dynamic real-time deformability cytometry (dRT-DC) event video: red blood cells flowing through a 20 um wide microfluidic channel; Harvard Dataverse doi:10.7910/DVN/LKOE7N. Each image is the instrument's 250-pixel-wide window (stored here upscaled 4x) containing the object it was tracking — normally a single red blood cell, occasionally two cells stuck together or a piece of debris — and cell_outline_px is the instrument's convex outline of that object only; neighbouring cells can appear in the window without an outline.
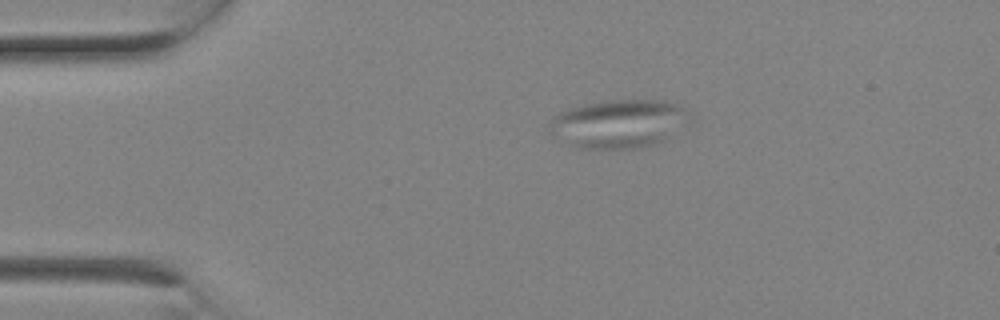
{"species": "Egyptian fruit bat (a non-hibernating species)", "species_latin": "Rousettus aegyptiacus", "temperature_condition": "room temperature", "stored_images_in_passage": 3, "camera_frame_rate_fps": 3000, "um_per_image_px": 0.085, "animal": {"sex": "female"}, "frame": {"image": 1, "passage_image": 2, "time_ms": 0.333, "image_size_px": [1000, 320], "cell_outline_px": [[692, 124], [656, 144], [636, 148], [576, 148], [552, 136], [548, 132], [548, 124], [552, 116], [568, 108], [584, 104], [608, 100], [664, 100], [676, 104], [684, 108], [692, 116]], "centroid_in_image_um": [52.61, 10.51], "position_along_channel_um": 32.4, "area_um2": 40.34}}
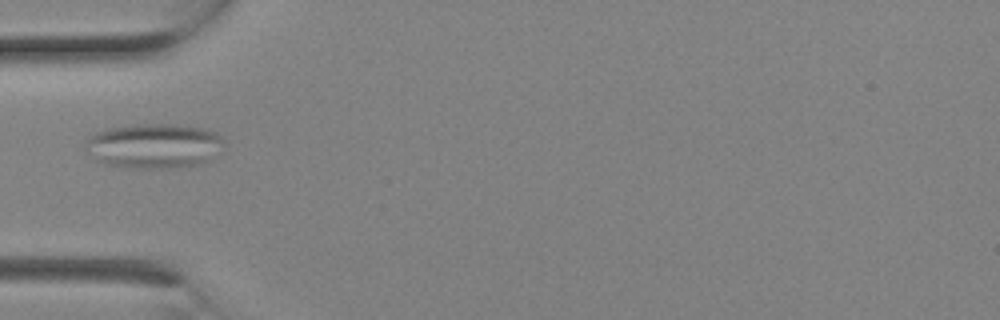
{"frame": {"image": 2, "passage_image": 3, "time_ms": 0.667, "image_size_px": [1000, 320], "cell_outline_px": [[224, 144], [208, 160], [196, 164], [168, 168], [132, 168], [104, 164], [96, 160], [84, 152], [84, 140], [88, 136], [96, 132], [108, 128], [136, 124], [172, 124], [204, 128], [216, 132], [224, 140]], "centroid_in_image_um": [12.99, 12.39], "position_along_channel_um": 72.0, "area_um2": 36.36}}